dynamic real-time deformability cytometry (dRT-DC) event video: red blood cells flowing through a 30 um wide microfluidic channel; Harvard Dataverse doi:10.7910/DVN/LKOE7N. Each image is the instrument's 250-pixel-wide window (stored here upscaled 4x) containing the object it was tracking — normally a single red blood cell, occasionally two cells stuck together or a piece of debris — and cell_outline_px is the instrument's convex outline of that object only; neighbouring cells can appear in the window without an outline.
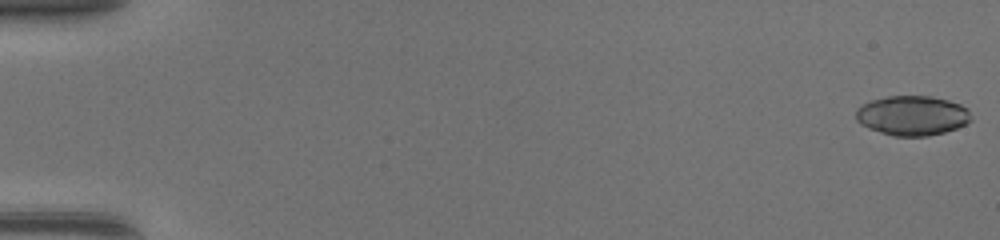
{"species": "common noctule bat (a hibernating species)", "species_latin": "Nyctalus noctula", "temperature_condition": "warm", "stored_images_in_passage": 48, "camera_frame_rate_fps": 3000, "um_per_image_px": 0.085, "animal": {"sex": "female", "body_mass_g": 17.0, "forearm_length_mm": 48.0}, "frame": {"image": 1, "passage_image": 1, "time_ms": 0.0, "image_size_px": [1000, 240], "cell_outline_px": [[972, 120], [956, 128], [944, 132], [928, 136], [892, 136], [868, 128], [860, 124], [856, 120], [856, 108], [872, 100], [888, 96], [932, 96], [948, 100], [960, 104], [968, 108]], "centroid_in_image_um": [77.54, 9.82], "position_along_channel_um": 7.5, "area_um2": 26.7}}
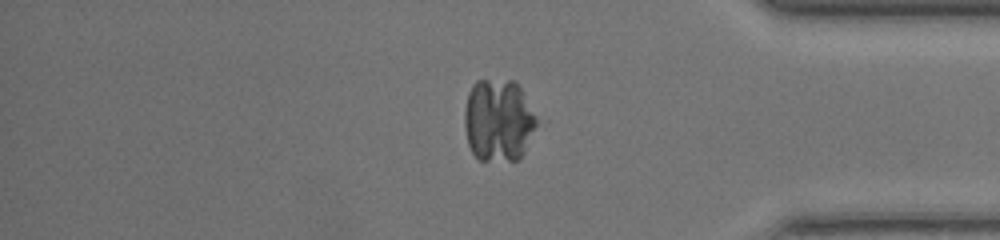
{"frame": {"image": 2, "passage_image": 41, "time_ms": 13.333, "image_size_px": [1000, 240], "cell_outline_px": [[536, 124], [524, 152], [516, 160], [480, 160], [472, 152], [468, 144], [464, 128], [464, 108], [468, 92], [472, 84], [476, 80], [516, 80], [536, 116]], "centroid_in_image_um": [42.32, 10.2], "position_along_channel_um": 392.9, "area_um2": 34.74}}
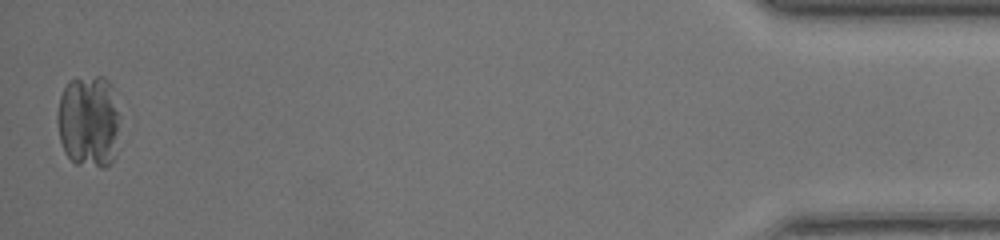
{"frame": {"image": 3, "passage_image": 48, "time_ms": 15.667, "image_size_px": [1000, 240], "cell_outline_px": [[120, 116], [116, 156], [104, 168], [100, 168], [76, 164], [64, 152], [60, 140], [56, 120], [56, 112], [60, 96], [68, 80], [96, 76], [104, 76], [108, 80], [112, 88]], "centroid_in_image_um": [7.54, 10.32], "position_along_channel_um": 427.7, "area_um2": 34.45}}